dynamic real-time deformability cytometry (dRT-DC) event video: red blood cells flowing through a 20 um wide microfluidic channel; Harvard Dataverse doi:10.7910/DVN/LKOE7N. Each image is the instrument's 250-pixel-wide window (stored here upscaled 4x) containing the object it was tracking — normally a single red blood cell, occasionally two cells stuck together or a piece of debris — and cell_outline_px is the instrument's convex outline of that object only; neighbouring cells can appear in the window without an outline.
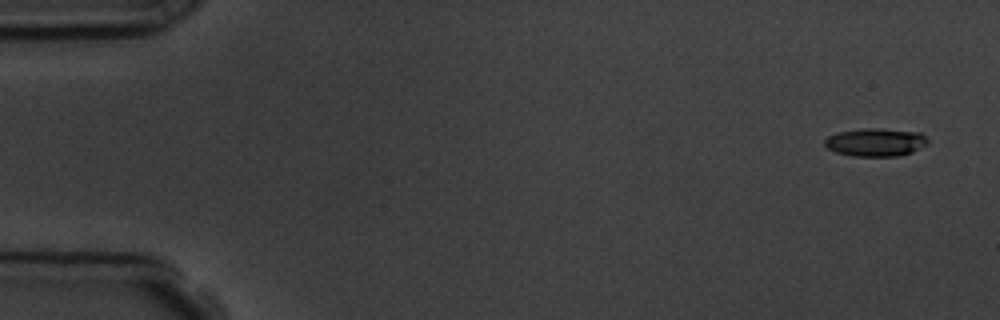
{"species": "common noctule bat (a hibernating species)", "species_latin": "Nyctalus noctula", "temperature_condition": "room temperature", "stored_images_in_passage": 3, "camera_frame_rate_fps": 3000, "um_per_image_px": 0.085, "animal": {"sex": "male", "body_mass_g": 19.5, "forearm_length_mm": 54.6}, "frame": {"image": 1, "passage_image": 1, "time_ms": 0.0, "image_size_px": [1000, 320], "cell_outline_px": [[928, 144], [912, 152], [900, 156], [852, 156], [836, 152], [828, 148], [824, 144], [824, 140], [828, 136], [840, 132], [864, 128], [880, 128], [920, 132], [928, 140]], "centroid_in_image_um": [74.44, 12.09], "position_along_channel_um": 10.6, "area_um2": 16.88}}